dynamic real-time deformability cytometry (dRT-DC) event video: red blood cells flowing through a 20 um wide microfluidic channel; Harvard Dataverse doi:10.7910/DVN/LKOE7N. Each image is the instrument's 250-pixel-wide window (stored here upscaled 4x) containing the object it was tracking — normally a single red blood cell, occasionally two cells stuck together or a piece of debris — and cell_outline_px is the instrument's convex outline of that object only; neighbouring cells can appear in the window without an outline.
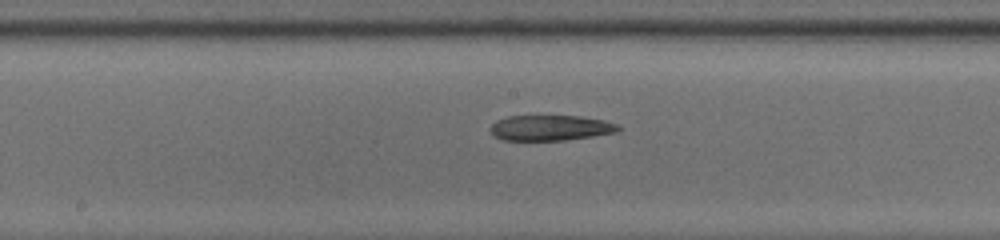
{"species": "common noctule bat (a hibernating species)", "species_latin": "Nyctalus noctula", "temperature_condition": "room temperature", "stored_images_in_passage": 19, "camera_frame_rate_fps": 3000, "um_per_image_px": 0.085, "animal": {"sex": "male", "body_mass_g": 13.0, "forearm_length_mm": 53.1}, "frame": {"image": 1, "passage_image": 19, "time_ms": 6.0, "image_size_px": [1000, 240], "cell_outline_px": [[620, 128], [616, 132], [592, 136], [564, 140], [504, 140], [492, 136], [488, 128], [496, 120], [508, 116], [580, 116], [604, 120], [616, 124]], "centroid_in_image_um": [46.72, 10.86], "position_along_channel_um": 201.5, "area_um2": 18.96}}